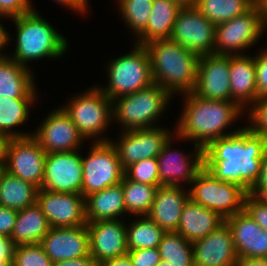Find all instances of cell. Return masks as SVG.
<instances>
[{"label":"cell","mask_w":267,"mask_h":266,"mask_svg":"<svg viewBox=\"0 0 267 266\" xmlns=\"http://www.w3.org/2000/svg\"><path fill=\"white\" fill-rule=\"evenodd\" d=\"M87 156L82 157L83 181L81 195L92 193L121 183L125 170L111 141L95 142Z\"/></svg>","instance_id":"cell-9"},{"label":"cell","mask_w":267,"mask_h":266,"mask_svg":"<svg viewBox=\"0 0 267 266\" xmlns=\"http://www.w3.org/2000/svg\"><path fill=\"white\" fill-rule=\"evenodd\" d=\"M230 87L231 101L243 110L247 108L244 106L252 104L258 98L254 57L243 53L230 55Z\"/></svg>","instance_id":"cell-24"},{"label":"cell","mask_w":267,"mask_h":266,"mask_svg":"<svg viewBox=\"0 0 267 266\" xmlns=\"http://www.w3.org/2000/svg\"><path fill=\"white\" fill-rule=\"evenodd\" d=\"M118 4L122 18L138 36L147 26L153 0H118Z\"/></svg>","instance_id":"cell-36"},{"label":"cell","mask_w":267,"mask_h":266,"mask_svg":"<svg viewBox=\"0 0 267 266\" xmlns=\"http://www.w3.org/2000/svg\"><path fill=\"white\" fill-rule=\"evenodd\" d=\"M171 132L165 127L123 131L119 143L112 142L116 147L122 168L125 170L133 163L148 158H157L164 145L171 139Z\"/></svg>","instance_id":"cell-13"},{"label":"cell","mask_w":267,"mask_h":266,"mask_svg":"<svg viewBox=\"0 0 267 266\" xmlns=\"http://www.w3.org/2000/svg\"><path fill=\"white\" fill-rule=\"evenodd\" d=\"M6 140L7 139L0 133V167H2L4 161V147Z\"/></svg>","instance_id":"cell-52"},{"label":"cell","mask_w":267,"mask_h":266,"mask_svg":"<svg viewBox=\"0 0 267 266\" xmlns=\"http://www.w3.org/2000/svg\"><path fill=\"white\" fill-rule=\"evenodd\" d=\"M82 181V155L77 150L46 154L42 189L81 194Z\"/></svg>","instance_id":"cell-14"},{"label":"cell","mask_w":267,"mask_h":266,"mask_svg":"<svg viewBox=\"0 0 267 266\" xmlns=\"http://www.w3.org/2000/svg\"><path fill=\"white\" fill-rule=\"evenodd\" d=\"M264 30L262 7L253 5L245 13L215 25L214 54L241 55V50L258 42Z\"/></svg>","instance_id":"cell-10"},{"label":"cell","mask_w":267,"mask_h":266,"mask_svg":"<svg viewBox=\"0 0 267 266\" xmlns=\"http://www.w3.org/2000/svg\"><path fill=\"white\" fill-rule=\"evenodd\" d=\"M133 47L131 52L108 64L109 84L100 89L111 100L153 84L150 56L146 47L136 43Z\"/></svg>","instance_id":"cell-6"},{"label":"cell","mask_w":267,"mask_h":266,"mask_svg":"<svg viewBox=\"0 0 267 266\" xmlns=\"http://www.w3.org/2000/svg\"><path fill=\"white\" fill-rule=\"evenodd\" d=\"M150 56L153 83L175 92H193L200 56L170 40H155L144 45ZM179 91V92H178Z\"/></svg>","instance_id":"cell-3"},{"label":"cell","mask_w":267,"mask_h":266,"mask_svg":"<svg viewBox=\"0 0 267 266\" xmlns=\"http://www.w3.org/2000/svg\"><path fill=\"white\" fill-rule=\"evenodd\" d=\"M254 5L262 6L264 3L267 2V0H252Z\"/></svg>","instance_id":"cell-56"},{"label":"cell","mask_w":267,"mask_h":266,"mask_svg":"<svg viewBox=\"0 0 267 266\" xmlns=\"http://www.w3.org/2000/svg\"><path fill=\"white\" fill-rule=\"evenodd\" d=\"M31 0H0V16L16 18L30 13L34 8Z\"/></svg>","instance_id":"cell-41"},{"label":"cell","mask_w":267,"mask_h":266,"mask_svg":"<svg viewBox=\"0 0 267 266\" xmlns=\"http://www.w3.org/2000/svg\"><path fill=\"white\" fill-rule=\"evenodd\" d=\"M157 266H174L168 261L161 260Z\"/></svg>","instance_id":"cell-57"},{"label":"cell","mask_w":267,"mask_h":266,"mask_svg":"<svg viewBox=\"0 0 267 266\" xmlns=\"http://www.w3.org/2000/svg\"><path fill=\"white\" fill-rule=\"evenodd\" d=\"M174 1L178 2L182 6H193L195 2V0H174Z\"/></svg>","instance_id":"cell-55"},{"label":"cell","mask_w":267,"mask_h":266,"mask_svg":"<svg viewBox=\"0 0 267 266\" xmlns=\"http://www.w3.org/2000/svg\"><path fill=\"white\" fill-rule=\"evenodd\" d=\"M249 194L259 198L267 205V150L261 162L260 177Z\"/></svg>","instance_id":"cell-44"},{"label":"cell","mask_w":267,"mask_h":266,"mask_svg":"<svg viewBox=\"0 0 267 266\" xmlns=\"http://www.w3.org/2000/svg\"><path fill=\"white\" fill-rule=\"evenodd\" d=\"M13 248L11 238L0 234V257H13Z\"/></svg>","instance_id":"cell-48"},{"label":"cell","mask_w":267,"mask_h":266,"mask_svg":"<svg viewBox=\"0 0 267 266\" xmlns=\"http://www.w3.org/2000/svg\"><path fill=\"white\" fill-rule=\"evenodd\" d=\"M52 266H99V264L91 255H87L76 259L54 262Z\"/></svg>","instance_id":"cell-46"},{"label":"cell","mask_w":267,"mask_h":266,"mask_svg":"<svg viewBox=\"0 0 267 266\" xmlns=\"http://www.w3.org/2000/svg\"><path fill=\"white\" fill-rule=\"evenodd\" d=\"M256 87L258 97L267 96V48L256 55Z\"/></svg>","instance_id":"cell-43"},{"label":"cell","mask_w":267,"mask_h":266,"mask_svg":"<svg viewBox=\"0 0 267 266\" xmlns=\"http://www.w3.org/2000/svg\"><path fill=\"white\" fill-rule=\"evenodd\" d=\"M53 262L48 257L40 244L18 245L13 248L11 266H52Z\"/></svg>","instance_id":"cell-37"},{"label":"cell","mask_w":267,"mask_h":266,"mask_svg":"<svg viewBox=\"0 0 267 266\" xmlns=\"http://www.w3.org/2000/svg\"><path fill=\"white\" fill-rule=\"evenodd\" d=\"M124 175L132 181L161 186L157 158H148L131 164L125 169Z\"/></svg>","instance_id":"cell-38"},{"label":"cell","mask_w":267,"mask_h":266,"mask_svg":"<svg viewBox=\"0 0 267 266\" xmlns=\"http://www.w3.org/2000/svg\"><path fill=\"white\" fill-rule=\"evenodd\" d=\"M170 40L199 56L214 54L215 25L194 6H183L176 17Z\"/></svg>","instance_id":"cell-12"},{"label":"cell","mask_w":267,"mask_h":266,"mask_svg":"<svg viewBox=\"0 0 267 266\" xmlns=\"http://www.w3.org/2000/svg\"><path fill=\"white\" fill-rule=\"evenodd\" d=\"M173 96L156 83L135 93L112 100L113 120L123 131L153 128Z\"/></svg>","instance_id":"cell-5"},{"label":"cell","mask_w":267,"mask_h":266,"mask_svg":"<svg viewBox=\"0 0 267 266\" xmlns=\"http://www.w3.org/2000/svg\"><path fill=\"white\" fill-rule=\"evenodd\" d=\"M171 139L164 145L157 156L159 167V183L162 186H183L191 183L195 176L204 168V149L195 145V153L186 156L181 151H171ZM181 152V153H180Z\"/></svg>","instance_id":"cell-18"},{"label":"cell","mask_w":267,"mask_h":266,"mask_svg":"<svg viewBox=\"0 0 267 266\" xmlns=\"http://www.w3.org/2000/svg\"><path fill=\"white\" fill-rule=\"evenodd\" d=\"M40 245L53 263L90 255L87 225L51 227Z\"/></svg>","instance_id":"cell-20"},{"label":"cell","mask_w":267,"mask_h":266,"mask_svg":"<svg viewBox=\"0 0 267 266\" xmlns=\"http://www.w3.org/2000/svg\"><path fill=\"white\" fill-rule=\"evenodd\" d=\"M90 255L98 264L128 253L126 225L117 220L87 223Z\"/></svg>","instance_id":"cell-21"},{"label":"cell","mask_w":267,"mask_h":266,"mask_svg":"<svg viewBox=\"0 0 267 266\" xmlns=\"http://www.w3.org/2000/svg\"><path fill=\"white\" fill-rule=\"evenodd\" d=\"M126 213L135 216L147 215L153 204L157 186H152L128 179L125 175L121 181Z\"/></svg>","instance_id":"cell-34"},{"label":"cell","mask_w":267,"mask_h":266,"mask_svg":"<svg viewBox=\"0 0 267 266\" xmlns=\"http://www.w3.org/2000/svg\"><path fill=\"white\" fill-rule=\"evenodd\" d=\"M236 266H267V258H238Z\"/></svg>","instance_id":"cell-50"},{"label":"cell","mask_w":267,"mask_h":266,"mask_svg":"<svg viewBox=\"0 0 267 266\" xmlns=\"http://www.w3.org/2000/svg\"><path fill=\"white\" fill-rule=\"evenodd\" d=\"M85 209L87 223L119 219V216L126 212L122 184L107 187L87 196Z\"/></svg>","instance_id":"cell-28"},{"label":"cell","mask_w":267,"mask_h":266,"mask_svg":"<svg viewBox=\"0 0 267 266\" xmlns=\"http://www.w3.org/2000/svg\"><path fill=\"white\" fill-rule=\"evenodd\" d=\"M183 187L161 185L157 188L147 216L165 232L177 231L183 207L189 199V192Z\"/></svg>","instance_id":"cell-23"},{"label":"cell","mask_w":267,"mask_h":266,"mask_svg":"<svg viewBox=\"0 0 267 266\" xmlns=\"http://www.w3.org/2000/svg\"><path fill=\"white\" fill-rule=\"evenodd\" d=\"M267 137L243 127L236 134L219 138L204 149V168L215 178L239 185L247 193L260 177Z\"/></svg>","instance_id":"cell-1"},{"label":"cell","mask_w":267,"mask_h":266,"mask_svg":"<svg viewBox=\"0 0 267 266\" xmlns=\"http://www.w3.org/2000/svg\"><path fill=\"white\" fill-rule=\"evenodd\" d=\"M189 198L201 206L209 208L224 219L244 210L247 192L237 184L215 178L203 168L190 183Z\"/></svg>","instance_id":"cell-8"},{"label":"cell","mask_w":267,"mask_h":266,"mask_svg":"<svg viewBox=\"0 0 267 266\" xmlns=\"http://www.w3.org/2000/svg\"><path fill=\"white\" fill-rule=\"evenodd\" d=\"M41 123L31 134L46 154L80 149L84 138L62 107L53 110Z\"/></svg>","instance_id":"cell-16"},{"label":"cell","mask_w":267,"mask_h":266,"mask_svg":"<svg viewBox=\"0 0 267 266\" xmlns=\"http://www.w3.org/2000/svg\"><path fill=\"white\" fill-rule=\"evenodd\" d=\"M9 39V31L7 32V30H5L3 25L0 23V51H2L6 45L8 46L7 43L9 42ZM5 57H8L7 54L5 55L3 52H0V59Z\"/></svg>","instance_id":"cell-51"},{"label":"cell","mask_w":267,"mask_h":266,"mask_svg":"<svg viewBox=\"0 0 267 266\" xmlns=\"http://www.w3.org/2000/svg\"><path fill=\"white\" fill-rule=\"evenodd\" d=\"M184 96V109L174 130L177 138L195 140L194 145L205 149L214 140L231 136L242 129L223 132L243 114V109L236 102L207 100L193 92L183 94Z\"/></svg>","instance_id":"cell-2"},{"label":"cell","mask_w":267,"mask_h":266,"mask_svg":"<svg viewBox=\"0 0 267 266\" xmlns=\"http://www.w3.org/2000/svg\"><path fill=\"white\" fill-rule=\"evenodd\" d=\"M86 91L76 95L67 106L64 105L62 108L84 139L94 137L95 142L111 141L108 138H101L100 134L107 130L110 121L112 123V100L102 92L100 87H91Z\"/></svg>","instance_id":"cell-7"},{"label":"cell","mask_w":267,"mask_h":266,"mask_svg":"<svg viewBox=\"0 0 267 266\" xmlns=\"http://www.w3.org/2000/svg\"><path fill=\"white\" fill-rule=\"evenodd\" d=\"M253 5L252 0H195L193 6L217 25L245 13Z\"/></svg>","instance_id":"cell-32"},{"label":"cell","mask_w":267,"mask_h":266,"mask_svg":"<svg viewBox=\"0 0 267 266\" xmlns=\"http://www.w3.org/2000/svg\"><path fill=\"white\" fill-rule=\"evenodd\" d=\"M12 19L16 24L17 43L13 57H9L17 63L27 66L28 61L58 58L66 52L67 40L35 9Z\"/></svg>","instance_id":"cell-4"},{"label":"cell","mask_w":267,"mask_h":266,"mask_svg":"<svg viewBox=\"0 0 267 266\" xmlns=\"http://www.w3.org/2000/svg\"><path fill=\"white\" fill-rule=\"evenodd\" d=\"M133 266H157L160 261V253L157 248L137 249L128 251Z\"/></svg>","instance_id":"cell-42"},{"label":"cell","mask_w":267,"mask_h":266,"mask_svg":"<svg viewBox=\"0 0 267 266\" xmlns=\"http://www.w3.org/2000/svg\"><path fill=\"white\" fill-rule=\"evenodd\" d=\"M39 188L0 167V206L22 210L36 203Z\"/></svg>","instance_id":"cell-30"},{"label":"cell","mask_w":267,"mask_h":266,"mask_svg":"<svg viewBox=\"0 0 267 266\" xmlns=\"http://www.w3.org/2000/svg\"><path fill=\"white\" fill-rule=\"evenodd\" d=\"M137 219L131 222L132 224L129 226H126L128 251L157 248L165 231L147 215Z\"/></svg>","instance_id":"cell-33"},{"label":"cell","mask_w":267,"mask_h":266,"mask_svg":"<svg viewBox=\"0 0 267 266\" xmlns=\"http://www.w3.org/2000/svg\"><path fill=\"white\" fill-rule=\"evenodd\" d=\"M194 266H236L232 231L225 221L204 238L192 242Z\"/></svg>","instance_id":"cell-19"},{"label":"cell","mask_w":267,"mask_h":266,"mask_svg":"<svg viewBox=\"0 0 267 266\" xmlns=\"http://www.w3.org/2000/svg\"><path fill=\"white\" fill-rule=\"evenodd\" d=\"M36 203L47 218L50 227L87 225L85 198L81 194L54 192L40 188Z\"/></svg>","instance_id":"cell-15"},{"label":"cell","mask_w":267,"mask_h":266,"mask_svg":"<svg viewBox=\"0 0 267 266\" xmlns=\"http://www.w3.org/2000/svg\"><path fill=\"white\" fill-rule=\"evenodd\" d=\"M46 152L32 137L9 138L4 147L2 168L24 181L42 188Z\"/></svg>","instance_id":"cell-11"},{"label":"cell","mask_w":267,"mask_h":266,"mask_svg":"<svg viewBox=\"0 0 267 266\" xmlns=\"http://www.w3.org/2000/svg\"><path fill=\"white\" fill-rule=\"evenodd\" d=\"M183 6L174 0H153L146 28L137 36L136 44L170 39L176 17Z\"/></svg>","instance_id":"cell-27"},{"label":"cell","mask_w":267,"mask_h":266,"mask_svg":"<svg viewBox=\"0 0 267 266\" xmlns=\"http://www.w3.org/2000/svg\"><path fill=\"white\" fill-rule=\"evenodd\" d=\"M30 67L21 65L12 58L0 59V97H36V84Z\"/></svg>","instance_id":"cell-26"},{"label":"cell","mask_w":267,"mask_h":266,"mask_svg":"<svg viewBox=\"0 0 267 266\" xmlns=\"http://www.w3.org/2000/svg\"><path fill=\"white\" fill-rule=\"evenodd\" d=\"M244 210L262 228L267 231V205L259 198L247 193Z\"/></svg>","instance_id":"cell-40"},{"label":"cell","mask_w":267,"mask_h":266,"mask_svg":"<svg viewBox=\"0 0 267 266\" xmlns=\"http://www.w3.org/2000/svg\"><path fill=\"white\" fill-rule=\"evenodd\" d=\"M12 257H0V266H11Z\"/></svg>","instance_id":"cell-53"},{"label":"cell","mask_w":267,"mask_h":266,"mask_svg":"<svg viewBox=\"0 0 267 266\" xmlns=\"http://www.w3.org/2000/svg\"><path fill=\"white\" fill-rule=\"evenodd\" d=\"M193 93L207 100L231 101L230 55H202Z\"/></svg>","instance_id":"cell-17"},{"label":"cell","mask_w":267,"mask_h":266,"mask_svg":"<svg viewBox=\"0 0 267 266\" xmlns=\"http://www.w3.org/2000/svg\"><path fill=\"white\" fill-rule=\"evenodd\" d=\"M99 266H133L130 257L127 254L116 258L108 259L99 264Z\"/></svg>","instance_id":"cell-49"},{"label":"cell","mask_w":267,"mask_h":266,"mask_svg":"<svg viewBox=\"0 0 267 266\" xmlns=\"http://www.w3.org/2000/svg\"><path fill=\"white\" fill-rule=\"evenodd\" d=\"M225 222L217 212L195 203L190 198L185 203L177 231L187 241L204 238Z\"/></svg>","instance_id":"cell-25"},{"label":"cell","mask_w":267,"mask_h":266,"mask_svg":"<svg viewBox=\"0 0 267 266\" xmlns=\"http://www.w3.org/2000/svg\"><path fill=\"white\" fill-rule=\"evenodd\" d=\"M248 118L252 124L247 128L257 135L267 137V96L258 97L252 103Z\"/></svg>","instance_id":"cell-39"},{"label":"cell","mask_w":267,"mask_h":266,"mask_svg":"<svg viewBox=\"0 0 267 266\" xmlns=\"http://www.w3.org/2000/svg\"><path fill=\"white\" fill-rule=\"evenodd\" d=\"M36 97H0V133L6 138H25L32 134L17 132L14 127L23 124L29 116V108ZM30 106V107H29Z\"/></svg>","instance_id":"cell-31"},{"label":"cell","mask_w":267,"mask_h":266,"mask_svg":"<svg viewBox=\"0 0 267 266\" xmlns=\"http://www.w3.org/2000/svg\"><path fill=\"white\" fill-rule=\"evenodd\" d=\"M57 3H59L60 5H65L67 6L68 9L74 10L75 12H80L81 14L84 12L85 10L87 11V3L88 0H55Z\"/></svg>","instance_id":"cell-47"},{"label":"cell","mask_w":267,"mask_h":266,"mask_svg":"<svg viewBox=\"0 0 267 266\" xmlns=\"http://www.w3.org/2000/svg\"><path fill=\"white\" fill-rule=\"evenodd\" d=\"M18 211L0 206V234L6 237L11 236L17 220Z\"/></svg>","instance_id":"cell-45"},{"label":"cell","mask_w":267,"mask_h":266,"mask_svg":"<svg viewBox=\"0 0 267 266\" xmlns=\"http://www.w3.org/2000/svg\"><path fill=\"white\" fill-rule=\"evenodd\" d=\"M157 249L161 260L174 266H194L192 242L176 231L165 232Z\"/></svg>","instance_id":"cell-35"},{"label":"cell","mask_w":267,"mask_h":266,"mask_svg":"<svg viewBox=\"0 0 267 266\" xmlns=\"http://www.w3.org/2000/svg\"><path fill=\"white\" fill-rule=\"evenodd\" d=\"M262 11H263V24H264V28H266L267 26V2L264 3L262 6Z\"/></svg>","instance_id":"cell-54"},{"label":"cell","mask_w":267,"mask_h":266,"mask_svg":"<svg viewBox=\"0 0 267 266\" xmlns=\"http://www.w3.org/2000/svg\"><path fill=\"white\" fill-rule=\"evenodd\" d=\"M50 224L37 203L18 210L17 220L11 233L14 246L40 244L50 230Z\"/></svg>","instance_id":"cell-29"},{"label":"cell","mask_w":267,"mask_h":266,"mask_svg":"<svg viewBox=\"0 0 267 266\" xmlns=\"http://www.w3.org/2000/svg\"><path fill=\"white\" fill-rule=\"evenodd\" d=\"M238 258H267V231L243 210L225 219Z\"/></svg>","instance_id":"cell-22"}]
</instances>
